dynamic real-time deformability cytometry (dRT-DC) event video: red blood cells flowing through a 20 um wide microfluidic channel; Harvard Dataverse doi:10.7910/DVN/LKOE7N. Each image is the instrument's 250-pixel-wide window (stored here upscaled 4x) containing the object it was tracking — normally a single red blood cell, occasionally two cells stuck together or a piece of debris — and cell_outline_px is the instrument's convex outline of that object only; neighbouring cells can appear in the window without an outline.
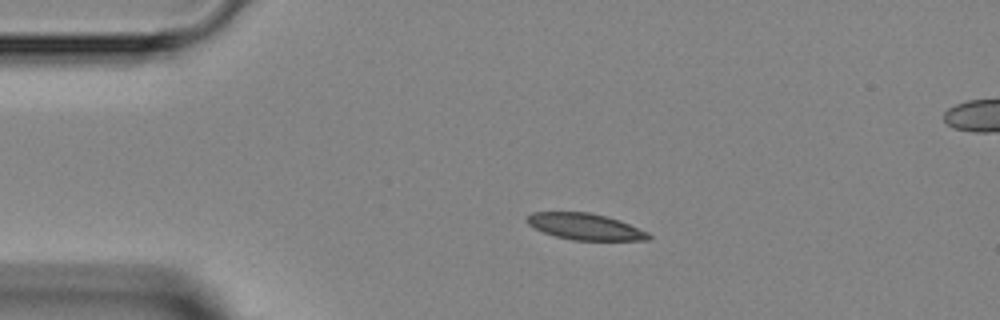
{"species": "Egyptian fruit bat (a non-hibernating species)", "species_latin": "Rousettus aegyptiacus", "temperature_condition": "room temperature", "stored_images_in_passage": 3, "segment_of_instrument_passage": [1, 2], "camera_frame_rate_fps": 3000, "um_per_image_px": 0.085, "animal": {"sex": "female"}, "frame": {"image": 1, "passage_image": 1, "time_ms": 0.0, "image_size_px": [1000, 320], "cell_outline_px": [[652, 236], [648, 240], [572, 240], [556, 236], [544, 232], [528, 224], [524, 220], [532, 212], [588, 212], [620, 220], [648, 232]], "centroid_in_image_um": [49.74, 19.26], "position_along_channel_um": 35.3, "area_um2": 18.55}}